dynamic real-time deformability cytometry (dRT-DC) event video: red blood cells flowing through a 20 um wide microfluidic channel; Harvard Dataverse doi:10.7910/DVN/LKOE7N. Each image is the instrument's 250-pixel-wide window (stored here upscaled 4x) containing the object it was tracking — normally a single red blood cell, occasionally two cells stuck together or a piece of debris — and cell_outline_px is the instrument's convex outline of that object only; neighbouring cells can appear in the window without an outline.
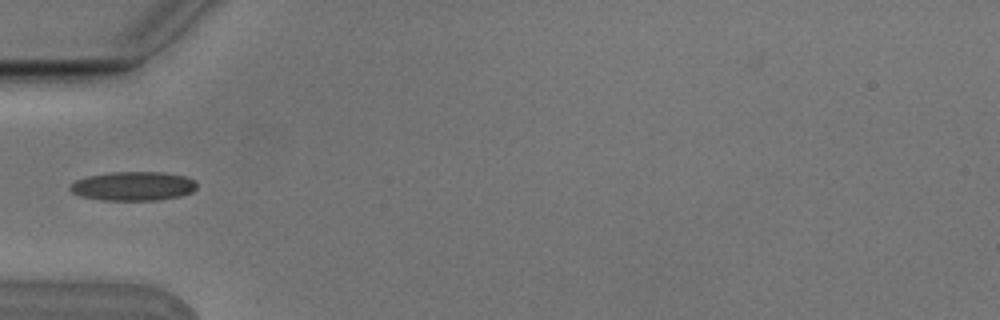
{"species": "Egyptian fruit bat (a non-hibernating species)", "species_latin": "Rousettus aegyptiacus", "temperature_condition": "cold", "stored_images_in_passage": 5, "camera_frame_rate_fps": 3000, "um_per_image_px": 0.085, "animal": {"sex": "male"}, "frame": {"image": 1, "passage_image": 5, "time_ms": 1.333, "image_size_px": [1000, 320], "cell_outline_px": [[196, 188], [192, 192], [180, 196], [160, 200], [104, 200], [80, 196], [72, 192], [68, 188], [68, 184], [76, 180], [88, 176], [112, 172], [164, 172], [184, 176], [196, 180]], "centroid_in_image_um": [11.32, 15.82], "position_along_channel_um": 73.7, "area_um2": 21.56}}